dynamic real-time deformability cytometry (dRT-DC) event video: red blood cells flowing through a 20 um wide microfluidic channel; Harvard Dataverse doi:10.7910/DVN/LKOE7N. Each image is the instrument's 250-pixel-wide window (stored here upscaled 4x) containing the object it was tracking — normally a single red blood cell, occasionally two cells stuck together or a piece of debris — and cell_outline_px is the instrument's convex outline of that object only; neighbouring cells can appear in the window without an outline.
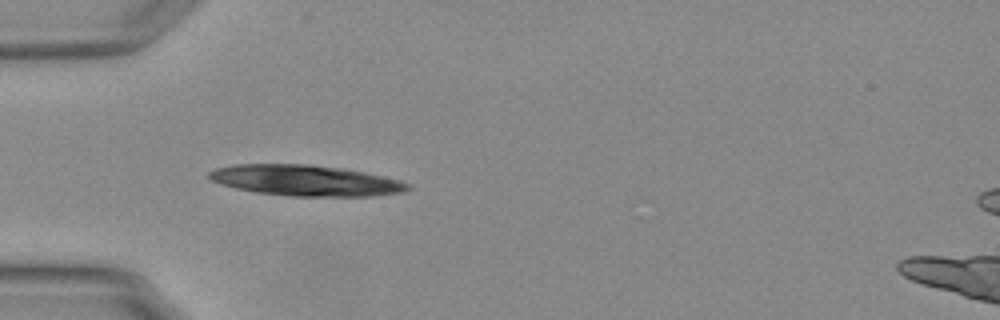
{"species": "Egyptian fruit bat (a non-hibernating species)", "species_latin": "Rousettus aegyptiacus", "temperature_condition": "warm", "stored_images_in_passage": 11, "camera_frame_rate_fps": 3000, "um_per_image_px": 0.085, "animal": {"sex": "female"}, "frame": {"image": 1, "passage_image": 4, "time_ms": 1.0, "image_size_px": [1000, 320], "cell_outline_px": [[412, 188], [404, 192], [372, 196], [292, 196], [256, 192], [236, 188], [212, 180], [208, 176], [208, 172], [216, 168], [236, 164], [308, 164], [340, 168], [364, 172], [400, 180], [412, 184]], "centroid_in_image_um": [26.02, 15.34], "position_along_channel_um": 59.0, "area_um2": 35.55}}